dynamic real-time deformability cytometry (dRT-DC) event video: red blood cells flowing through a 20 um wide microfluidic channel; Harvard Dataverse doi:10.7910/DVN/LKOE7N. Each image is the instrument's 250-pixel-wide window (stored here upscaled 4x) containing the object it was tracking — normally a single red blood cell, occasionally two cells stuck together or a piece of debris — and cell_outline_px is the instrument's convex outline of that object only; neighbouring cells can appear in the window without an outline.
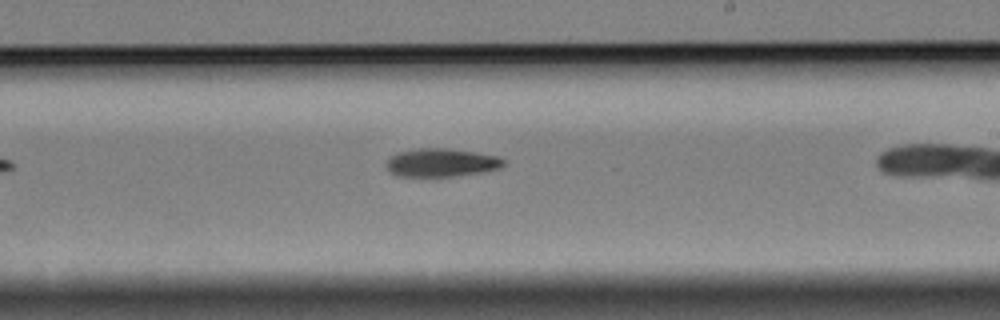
{"species": "Egyptian fruit bat (a non-hibernating species)", "species_latin": "Rousettus aegyptiacus", "temperature_condition": "cold", "stored_images_in_passage": 22, "camera_frame_rate_fps": 3000, "um_per_image_px": 0.085, "animal": {"sex": "female"}, "frame": {"image": 1, "passage_image": 14, "time_ms": 4.333, "image_size_px": [1000, 320], "cell_outline_px": [[504, 164], [500, 168], [480, 172], [452, 176], [396, 176], [388, 172], [388, 156], [396, 152], [416, 148], [448, 148], [476, 152], [496, 156], [504, 160]], "centroid_in_image_um": [37.46, 13.81], "position_along_channel_um": 251.5, "area_um2": 19.31}}
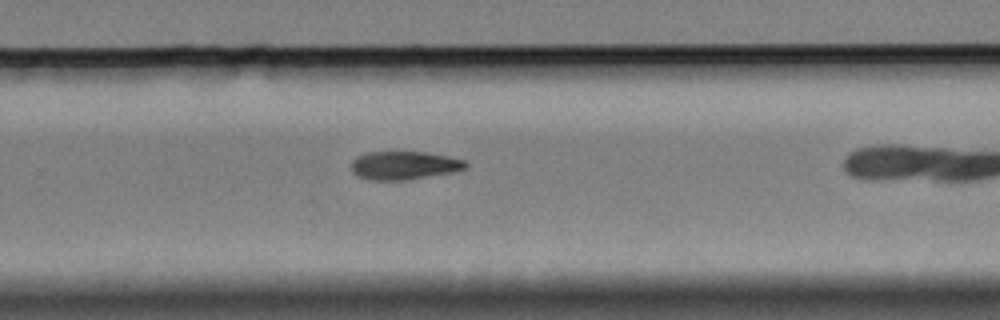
{"frame": {"image": 2, "passage_image": 18, "time_ms": 5.667, "image_size_px": [1000, 320], "cell_outline_px": [[468, 164], [464, 168], [452, 172], [404, 180], [372, 180], [360, 176], [352, 172], [352, 160], [356, 156], [368, 152], [424, 152], [448, 156], [464, 160]], "centroid_in_image_um": [34.33, 14.05], "position_along_channel_um": 295.5, "area_um2": 18.61}}